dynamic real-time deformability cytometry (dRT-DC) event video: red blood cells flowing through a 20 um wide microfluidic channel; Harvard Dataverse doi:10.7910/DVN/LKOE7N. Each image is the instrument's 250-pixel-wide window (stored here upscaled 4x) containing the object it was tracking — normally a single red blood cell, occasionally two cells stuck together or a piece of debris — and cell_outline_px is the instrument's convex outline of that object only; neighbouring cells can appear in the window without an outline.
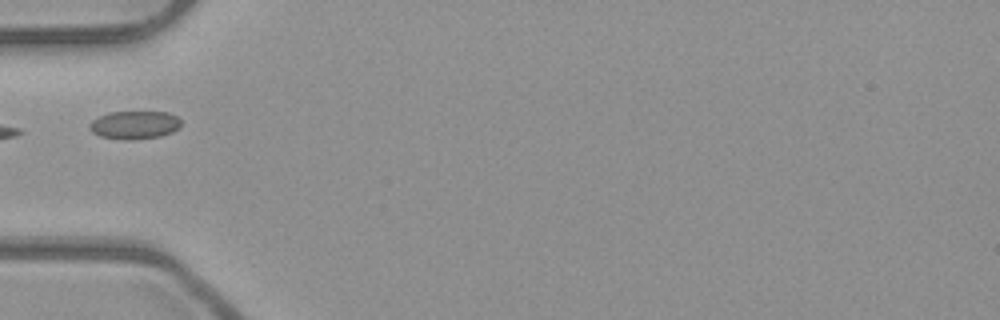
{"species": "common noctule bat (a hibernating species)", "species_latin": "Nyctalus noctula", "temperature_condition": "room temperature", "stored_images_in_passage": 4, "camera_frame_rate_fps": 3000, "um_per_image_px": 0.085, "animal": {"sex": "male", "body_mass_g": 23.1, "forearm_length_mm": 52.7}, "frame": {"image": 1, "passage_image": 4, "time_ms": 1.0, "image_size_px": [1000, 320], "cell_outline_px": [[180, 128], [172, 132], [160, 136], [100, 136], [92, 132], [88, 128], [88, 124], [92, 120], [108, 112], [168, 112], [176, 116], [180, 120]], "centroid_in_image_um": [11.44, 10.55], "position_along_channel_um": 73.6, "area_um2": 14.1}}